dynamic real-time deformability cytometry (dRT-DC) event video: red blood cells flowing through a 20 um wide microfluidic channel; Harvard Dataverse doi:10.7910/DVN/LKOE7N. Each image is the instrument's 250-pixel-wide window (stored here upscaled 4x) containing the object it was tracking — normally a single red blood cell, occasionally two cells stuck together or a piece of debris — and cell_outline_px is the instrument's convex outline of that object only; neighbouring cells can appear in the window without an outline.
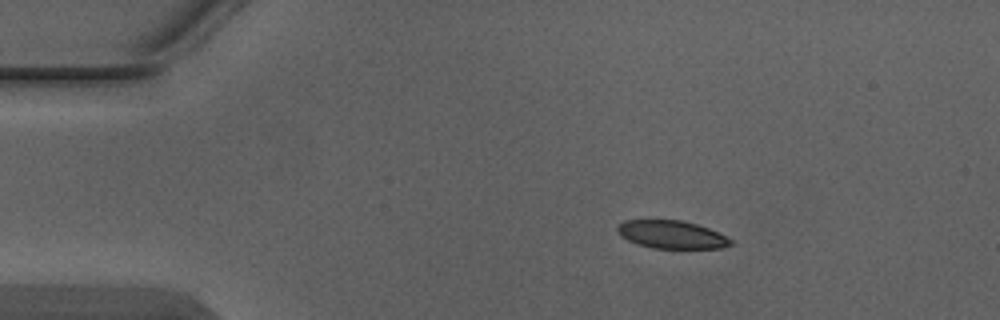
{"species": "Egyptian fruit bat (a non-hibernating species)", "species_latin": "Rousettus aegyptiacus", "temperature_condition": "warm", "stored_images_in_passage": 5, "camera_frame_rate_fps": 3000, "um_per_image_px": 0.085, "animal": {"sex": "male"}, "frame": {"image": 1, "passage_image": 2, "time_ms": 0.333, "image_size_px": [1000, 320], "cell_outline_px": [[732, 244], [720, 248], [652, 248], [636, 244], [620, 236], [616, 228], [624, 220], [680, 220], [696, 224], [708, 228], [732, 240]], "centroid_in_image_um": [57.04, 19.94], "position_along_channel_um": 28.0, "area_um2": 18.26}}
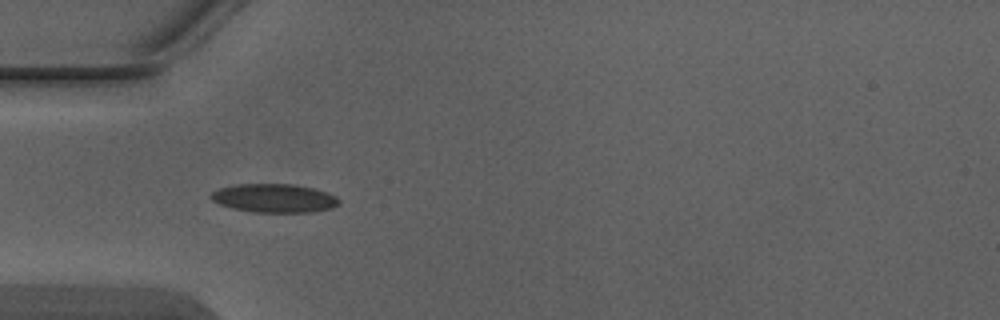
{"frame": {"image": 2, "passage_image": 4, "time_ms": 1.0, "image_size_px": [1000, 320], "cell_outline_px": [[340, 204], [332, 208], [312, 212], [252, 212], [232, 208], [220, 204], [212, 200], [208, 196], [212, 192], [220, 188], [236, 184], [292, 184], [312, 188], [328, 192], [336, 196], [340, 200]], "centroid_in_image_um": [23.32, 16.84], "position_along_channel_um": 61.7, "area_um2": 21.44}}
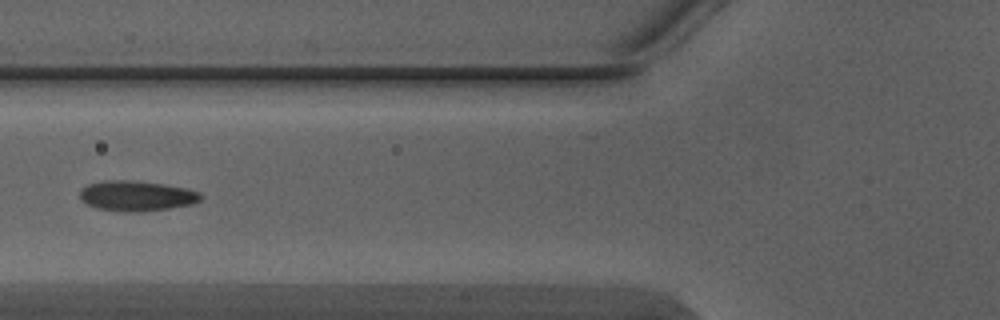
{"frame": {"image": 3, "passage_image": 5, "time_ms": 1.333, "image_size_px": [1000, 320], "cell_outline_px": [[204, 196], [200, 200], [192, 204], [168, 208], [140, 212], [124, 212], [96, 208], [88, 204], [80, 196], [80, 188], [88, 184], [104, 180], [136, 180], [164, 184], [188, 188], [200, 192]], "centroid_in_image_um": [11.63, 16.64], "position_along_channel_um": 114.2, "area_um2": 21.5}}